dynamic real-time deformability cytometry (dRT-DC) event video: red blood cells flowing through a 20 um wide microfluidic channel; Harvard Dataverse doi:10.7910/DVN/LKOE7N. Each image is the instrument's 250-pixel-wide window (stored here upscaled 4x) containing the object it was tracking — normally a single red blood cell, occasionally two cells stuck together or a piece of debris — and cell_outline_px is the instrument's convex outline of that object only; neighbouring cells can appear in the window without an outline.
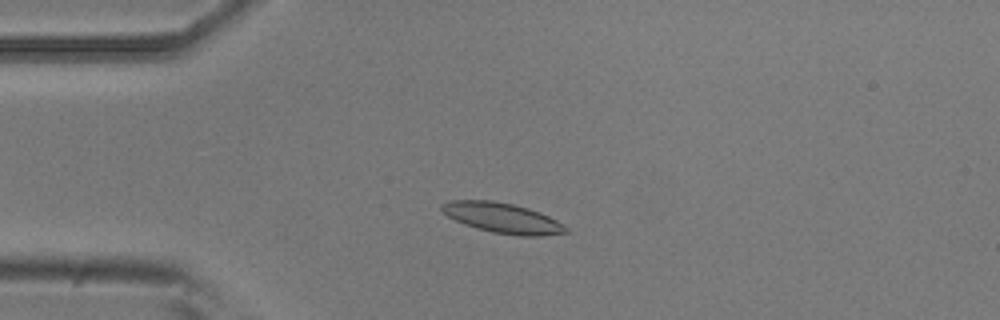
{"species": "common noctule bat (a hibernating species)", "species_latin": "Nyctalus noctula", "temperature_condition": "room temperature", "stored_images_in_passage": 54, "camera_frame_rate_fps": 3000, "um_per_image_px": 0.085, "animal": {"sex": "male", "body_mass_g": 20.5, "forearm_length_mm": 52.5}, "frame": {"image": 1, "passage_image": 13, "time_ms": 4.0, "image_size_px": [1000, 320], "cell_outline_px": [[572, 232], [540, 236], [520, 236], [492, 232], [464, 224], [440, 212], [440, 204], [448, 200], [492, 200], [512, 204], [528, 208], [540, 212], [564, 224]], "centroid_in_image_um": [42.71, 18.52], "position_along_channel_um": 42.3, "area_um2": 22.02}}
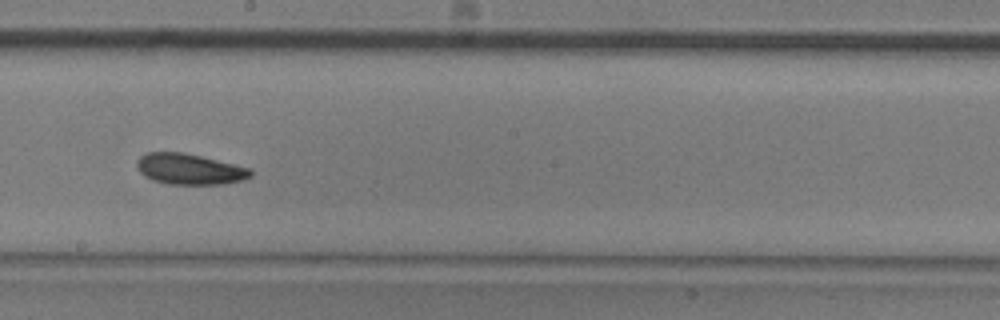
{"frame": {"image": 2, "passage_image": 30, "time_ms": 9.667, "image_size_px": [1000, 320], "cell_outline_px": [[252, 176], [240, 180], [224, 184], [168, 184], [152, 180], [144, 176], [136, 168], [136, 160], [144, 152], [184, 152], [252, 168]], "centroid_in_image_um": [16.08, 14.36], "position_along_channel_um": 232.1, "area_um2": 20.63}}
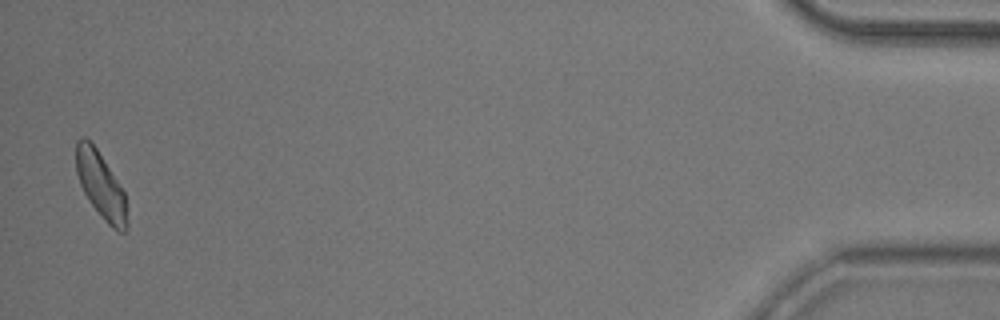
{"frame": {"image": 3, "passage_image": 53, "time_ms": 17.333, "image_size_px": [1000, 320], "cell_outline_px": [[128, 228], [124, 232], [120, 232], [112, 228], [104, 220], [92, 204], [84, 192], [80, 184], [76, 172], [76, 140], [80, 136], [84, 136], [96, 148], [124, 192], [128, 220]], "centroid_in_image_um": [8.57, 15.76], "position_along_channel_um": 426.6, "area_um2": 19.42}}